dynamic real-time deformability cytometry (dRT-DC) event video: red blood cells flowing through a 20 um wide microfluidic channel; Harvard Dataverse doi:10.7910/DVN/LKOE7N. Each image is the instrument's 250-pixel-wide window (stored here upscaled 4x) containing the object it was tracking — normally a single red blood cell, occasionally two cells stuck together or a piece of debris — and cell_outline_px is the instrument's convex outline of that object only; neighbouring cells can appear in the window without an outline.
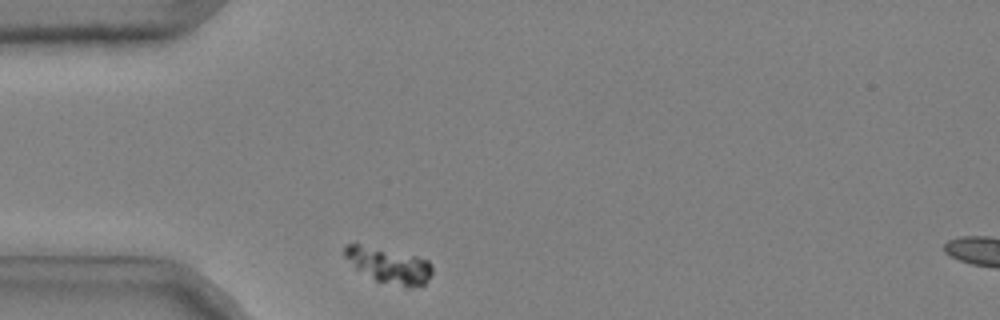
{"species": "common noctule bat (a hibernating species)", "species_latin": "Nyctalus noctula", "temperature_condition": "cold", "stored_images_in_passage": 42, "camera_frame_rate_fps": 3000, "um_per_image_px": 0.085, "animal": {"sex": "male", "body_mass_g": 20.4}, "frame": {"image": 1, "passage_image": 1, "time_ms": 0.0, "image_size_px": [1000, 320], "cell_outline_px": [[432, 272], [428, 280], [424, 284], [408, 288], [404, 288], [376, 280], [356, 268], [344, 256], [344, 248], [348, 244], [360, 244], [416, 256], [428, 260], [432, 268]], "centroid_in_image_um": [33.08, 22.57], "position_along_channel_um": 51.9, "area_um2": 17.86}}
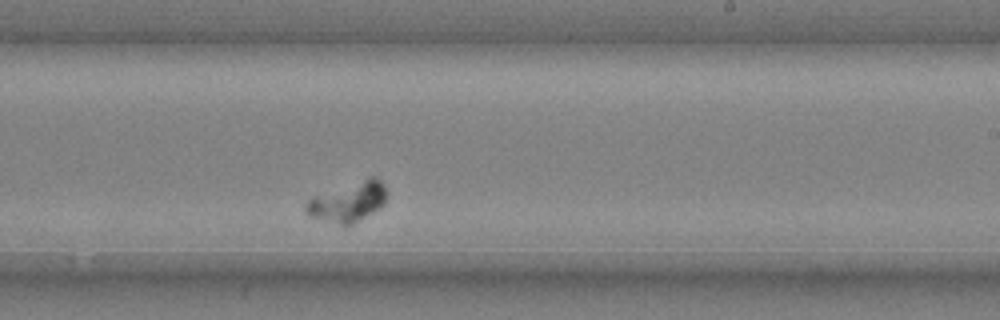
{"frame": {"image": 2, "passage_image": 21, "time_ms": 6.667, "image_size_px": [1000, 320], "cell_outline_px": [[388, 196], [384, 204], [380, 208], [352, 224], [340, 224], [312, 216], [304, 208], [304, 204], [312, 196], [368, 176], [376, 176], [384, 184]], "centroid_in_image_um": [29.64, 17.1], "position_along_channel_um": 259.4, "area_um2": 18.73}}
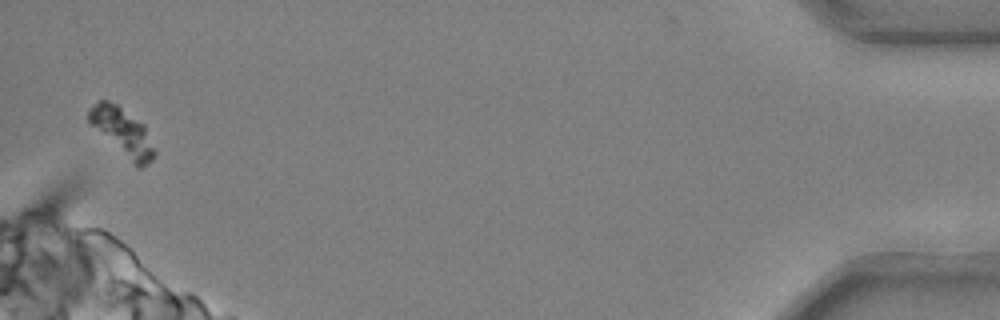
{"frame": {"image": 3, "passage_image": 42, "time_ms": 13.667, "image_size_px": [1000, 320], "cell_outline_px": [[156, 152], [152, 160], [140, 168], [136, 168], [88, 120], [88, 108], [100, 100], [108, 100], [116, 104], [144, 124]], "centroid_in_image_um": [10.44, 11.22], "position_along_channel_um": 424.8, "area_um2": 17.8}}